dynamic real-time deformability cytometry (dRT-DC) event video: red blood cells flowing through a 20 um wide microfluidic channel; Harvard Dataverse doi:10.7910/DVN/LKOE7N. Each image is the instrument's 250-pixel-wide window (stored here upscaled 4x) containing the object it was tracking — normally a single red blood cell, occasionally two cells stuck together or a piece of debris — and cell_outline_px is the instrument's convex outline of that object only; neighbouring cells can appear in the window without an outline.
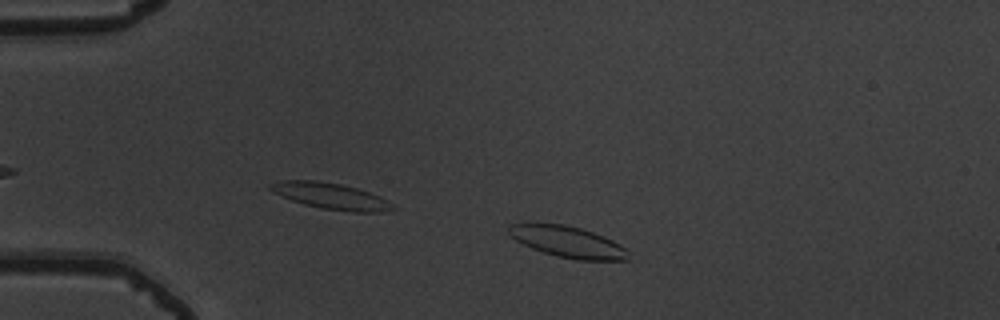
{"species": "common noctule bat (a hibernating species)", "species_latin": "Nyctalus noctula", "temperature_condition": "warm", "stored_images_in_passage": 44, "camera_frame_rate_fps": 3000, "um_per_image_px": 0.085, "animal": {"sex": "male", "body_mass_g": 19.5, "forearm_length_mm": 54.6}, "frame": {"image": 1, "passage_image": 5, "time_ms": 1.333, "image_size_px": [1000, 320], "cell_outline_px": [[632, 260], [576, 260], [556, 256], [532, 248], [516, 240], [508, 232], [508, 224], [564, 224], [580, 228], [592, 232], [612, 240], [620, 244], [628, 252]], "centroid_in_image_um": [48.3, 20.57], "position_along_channel_um": 36.7, "area_um2": 21.5}}
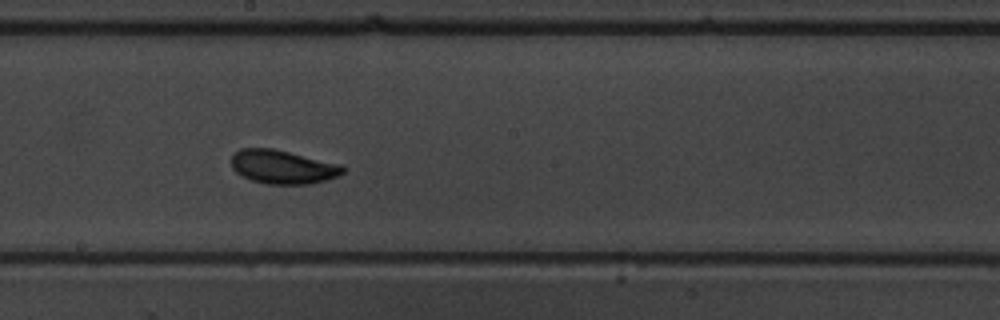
{"frame": {"image": 2, "passage_image": 24, "time_ms": 7.667, "image_size_px": [1000, 320], "cell_outline_px": [[348, 168], [340, 176], [308, 184], [264, 184], [252, 180], [236, 172], [232, 168], [232, 152], [240, 148], [272, 148], [340, 164]], "centroid_in_image_um": [24.03, 14.18], "position_along_channel_um": 224.2, "area_um2": 21.96}}
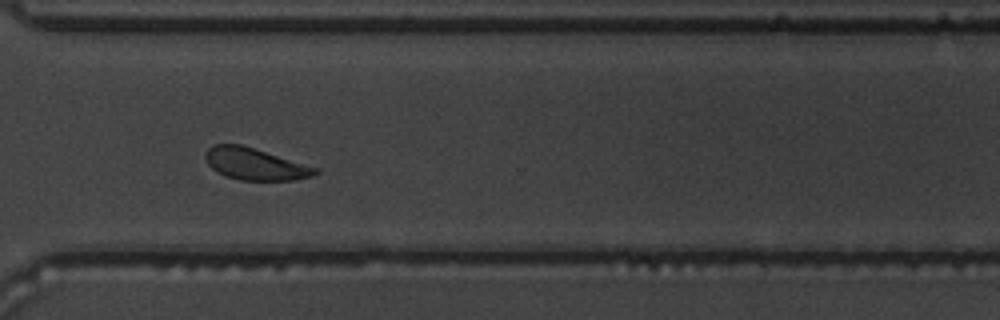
{"frame": {"image": 3, "passage_image": 34, "time_ms": 11.0, "image_size_px": [1000, 320], "cell_outline_px": [[320, 172], [312, 176], [296, 180], [240, 180], [224, 176], [212, 168], [208, 164], [204, 156], [204, 152], [212, 144], [240, 144], [320, 168]], "centroid_in_image_um": [21.68, 13.94], "position_along_channel_um": 348.9, "area_um2": 20.52}, "authors_computed_cell_mechanics": {"area_um2": 21.2993, "velocity_mm_per_s": 3.7317, "shape_relaxation_time_tau1_ms": 2.183, "shape_relaxation_time_tau2_ms": 1.891, "deformation_change_tau1": 0.0905, "deformation_change_tau2": 0.0764}}